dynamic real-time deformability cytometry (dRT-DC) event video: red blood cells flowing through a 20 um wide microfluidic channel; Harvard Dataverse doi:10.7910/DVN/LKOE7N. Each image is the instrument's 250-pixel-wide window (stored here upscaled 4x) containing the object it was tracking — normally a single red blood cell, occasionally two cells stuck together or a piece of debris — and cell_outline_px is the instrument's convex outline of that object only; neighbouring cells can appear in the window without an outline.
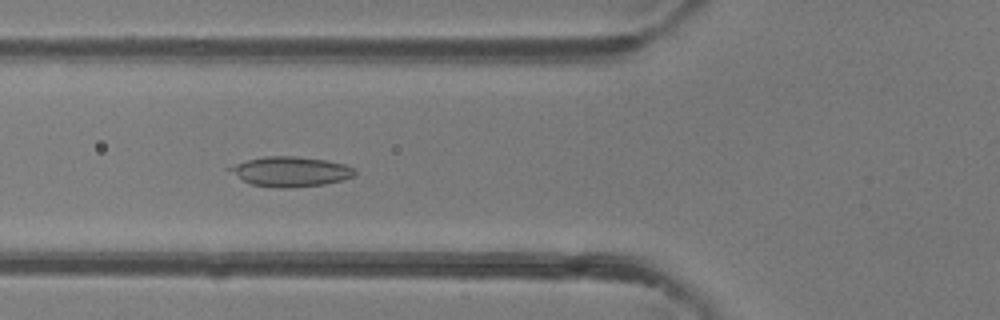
{"species": "common noctule bat (a hibernating species)", "species_latin": "Nyctalus noctula", "temperature_condition": "room temperature", "stored_images_in_passage": 48, "camera_frame_rate_fps": 3000, "um_per_image_px": 0.085, "animal": {"sex": "female"}, "frame": {"image": 1, "passage_image": 17, "time_ms": 5.333, "image_size_px": [1000, 320], "cell_outline_px": [[356, 176], [344, 180], [324, 184], [288, 188], [276, 188], [252, 184], [244, 180], [224, 168], [248, 160], [264, 156], [296, 156], [324, 160], [344, 164], [356, 168]], "centroid_in_image_um": [24.74, 14.58], "position_along_channel_um": 101.1, "area_um2": 21.79}}
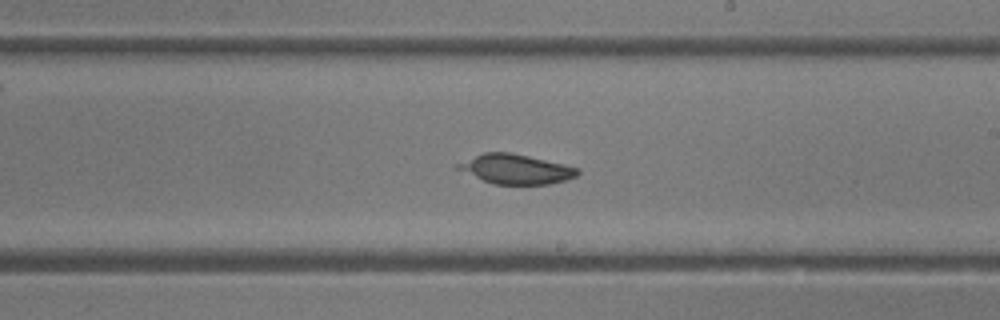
{"frame": {"image": 2, "passage_image": 27, "time_ms": 8.667, "image_size_px": [1000, 320], "cell_outline_px": [[580, 172], [576, 176], [564, 180], [548, 184], [492, 184], [456, 168], [456, 164], [484, 152], [512, 152], [564, 164], [580, 168]], "centroid_in_image_um": [43.87, 14.37], "position_along_channel_um": 245.1, "area_um2": 20.46}}
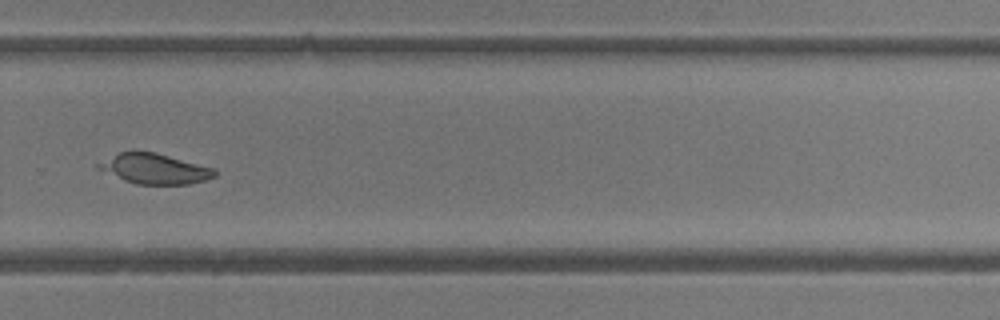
{"frame": {"image": 3, "passage_image": 32, "time_ms": 10.333, "image_size_px": [1000, 320], "cell_outline_px": [[216, 176], [208, 180], [188, 184], [136, 184], [124, 180], [96, 168], [96, 164], [120, 152], [132, 148], [156, 152], [216, 168]], "centroid_in_image_um": [13.16, 14.31], "position_along_channel_um": 316.6, "area_um2": 20.92}}